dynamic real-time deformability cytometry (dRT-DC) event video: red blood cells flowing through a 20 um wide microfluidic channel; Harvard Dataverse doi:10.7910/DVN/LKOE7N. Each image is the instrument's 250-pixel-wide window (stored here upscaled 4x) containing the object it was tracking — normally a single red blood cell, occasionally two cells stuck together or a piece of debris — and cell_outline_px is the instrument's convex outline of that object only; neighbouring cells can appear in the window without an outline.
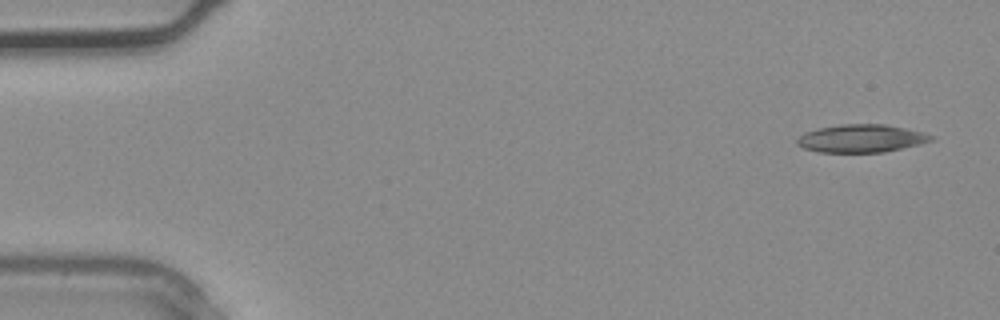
{"species": "common noctule bat (a hibernating species)", "species_latin": "Nyctalus noctula", "temperature_condition": "warm", "stored_images_in_passage": 2, "camera_frame_rate_fps": 3000, "um_per_image_px": 0.085, "animal": {"sex": "male", "body_mass_g": 20.4}, "frame": {"image": 1, "passage_image": 1, "time_ms": 0.0, "image_size_px": [1000, 320], "cell_outline_px": [[932, 140], [920, 144], [884, 152], [820, 152], [804, 148], [796, 144], [796, 140], [804, 132], [820, 128], [840, 124], [884, 124], [924, 132], [932, 136]], "centroid_in_image_um": [73.19, 11.76], "position_along_channel_um": 11.8, "area_um2": 21.62}}